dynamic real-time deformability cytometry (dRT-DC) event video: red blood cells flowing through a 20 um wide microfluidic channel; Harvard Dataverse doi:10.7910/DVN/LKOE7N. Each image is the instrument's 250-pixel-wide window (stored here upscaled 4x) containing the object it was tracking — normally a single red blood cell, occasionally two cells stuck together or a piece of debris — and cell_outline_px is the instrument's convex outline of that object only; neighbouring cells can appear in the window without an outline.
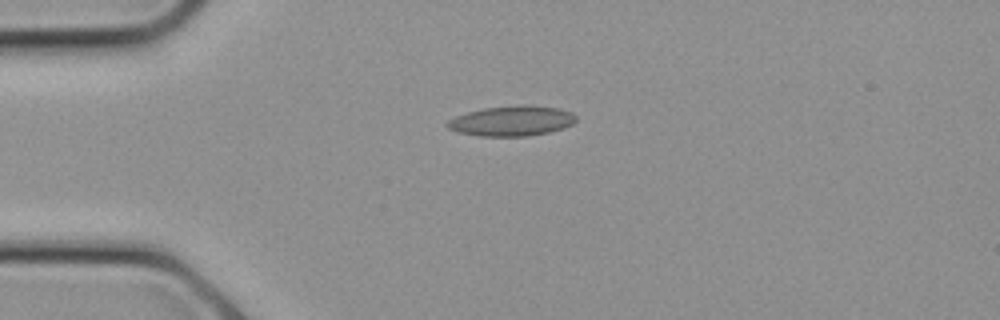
{"species": "common noctule bat (a hibernating species)", "species_latin": "Nyctalus noctula", "temperature_condition": "cold", "stored_images_in_passage": 4, "camera_frame_rate_fps": 3000, "um_per_image_px": 0.085, "animal": {"sex": "female", "body_mass_g": 21.9}, "frame": {"image": 1, "passage_image": 1, "time_ms": 0.0, "image_size_px": [1000, 320], "cell_outline_px": [[576, 120], [572, 124], [564, 128], [548, 132], [528, 136], [480, 136], [456, 132], [448, 128], [444, 124], [448, 120], [456, 116], [468, 112], [484, 108], [520, 104], [524, 104], [560, 108], [572, 112], [576, 116]], "centroid_in_image_um": [43.5, 10.27], "position_along_channel_um": 41.5, "area_um2": 22.83}}
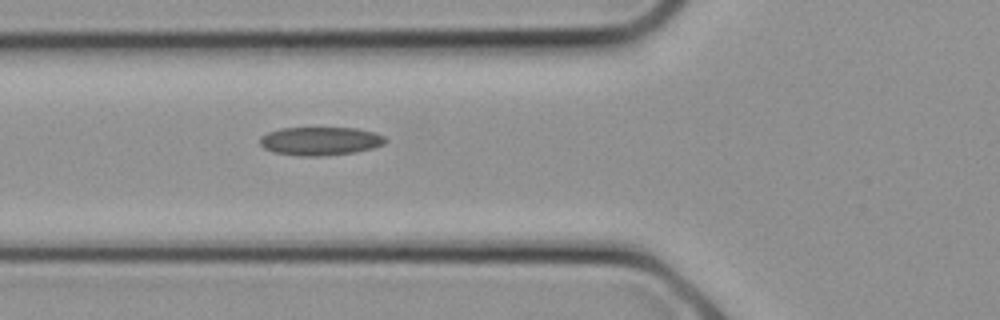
{"frame": {"image": 2, "passage_image": 4, "time_ms": 1.0, "image_size_px": [1000, 320], "cell_outline_px": [[388, 140], [384, 144], [372, 148], [356, 152], [324, 156], [296, 156], [272, 152], [264, 148], [260, 144], [260, 136], [268, 132], [280, 128], [356, 128], [376, 132], [384, 136]], "centroid_in_image_um": [27.22, 11.99], "position_along_channel_um": 98.6, "area_um2": 21.04}}